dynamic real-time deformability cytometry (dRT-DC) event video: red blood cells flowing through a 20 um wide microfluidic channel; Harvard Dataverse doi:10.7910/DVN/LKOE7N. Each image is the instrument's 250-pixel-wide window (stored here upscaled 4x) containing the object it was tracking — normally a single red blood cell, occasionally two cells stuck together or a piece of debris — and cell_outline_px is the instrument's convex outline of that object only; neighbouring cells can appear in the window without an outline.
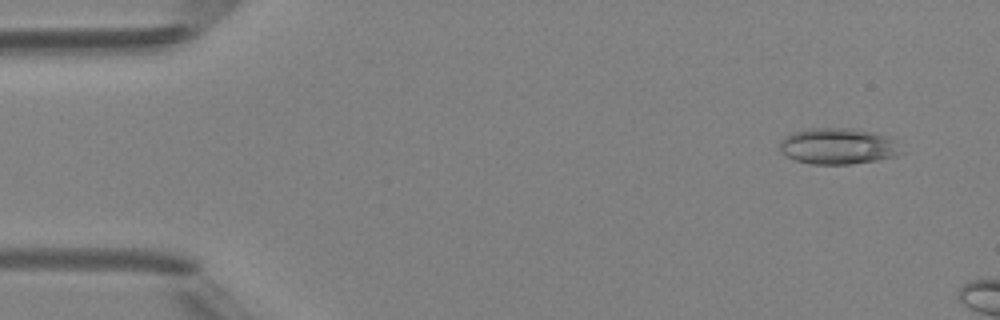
{"species": "Egyptian fruit bat (a non-hibernating species)", "species_latin": "Rousettus aegyptiacus", "temperature_condition": "room temperature", "stored_images_in_passage": 4, "camera_frame_rate_fps": 3000, "um_per_image_px": 0.085, "animal": {"sex": "female"}, "frame": {"image": 1, "passage_image": 2, "time_ms": 1.0, "image_size_px": [1000, 320], "cell_outline_px": [[904, 152], [896, 156], [876, 160], [848, 164], [812, 164], [796, 160], [780, 152], [780, 144], [784, 136], [792, 132], [808, 128], [852, 128], [872, 132], [896, 140]], "centroid_in_image_um": [71.24, 12.42], "position_along_channel_um": 13.8, "area_um2": 25.61}}